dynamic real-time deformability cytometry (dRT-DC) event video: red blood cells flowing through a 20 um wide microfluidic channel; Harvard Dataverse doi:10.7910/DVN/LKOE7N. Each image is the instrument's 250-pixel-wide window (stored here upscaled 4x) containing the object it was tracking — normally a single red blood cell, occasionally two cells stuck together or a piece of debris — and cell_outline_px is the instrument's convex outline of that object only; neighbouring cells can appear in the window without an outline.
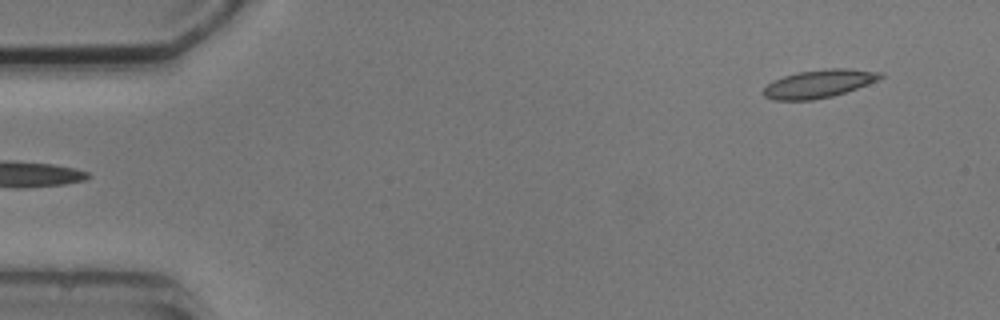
{"species": "common noctule bat (a hibernating species)", "species_latin": "Nyctalus noctula", "temperature_condition": "cold", "stored_images_in_passage": 5, "segment_of_instrument_passage": [2, 2], "camera_frame_rate_fps": 3000, "um_per_image_px": 0.085, "animal": {"sex": "male", "body_mass_g": 20.5, "forearm_length_mm": 52.5}, "frame": {"image": 1, "passage_image": 5, "time_ms": 4.667, "image_size_px": [1000, 320], "cell_outline_px": [[884, 76], [880, 80], [832, 96], [812, 100], [772, 100], [764, 96], [764, 88], [772, 80], [796, 72], [828, 68], [848, 68], [884, 72]], "centroid_in_image_um": [69.63, 7.1], "position_along_channel_um": 15.4, "area_um2": 19.25}}